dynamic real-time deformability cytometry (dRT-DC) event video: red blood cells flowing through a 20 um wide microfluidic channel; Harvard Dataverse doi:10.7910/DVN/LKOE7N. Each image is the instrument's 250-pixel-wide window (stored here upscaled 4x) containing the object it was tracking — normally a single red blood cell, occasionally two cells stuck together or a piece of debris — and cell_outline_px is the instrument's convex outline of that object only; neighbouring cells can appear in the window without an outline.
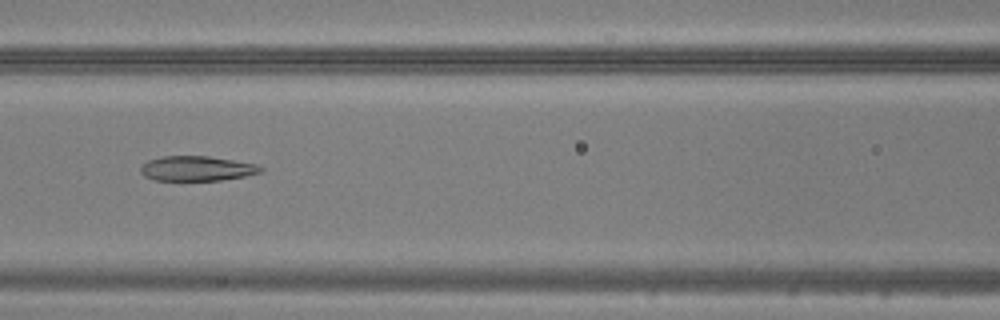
{"species": "common noctule bat (a hibernating species)", "species_latin": "Nyctalus noctula", "temperature_condition": "warm", "stored_images_in_passage": 49, "camera_frame_rate_fps": 3000, "um_per_image_px": 0.085, "animal": {"sex": "male", "body_mass_g": 20.5, "forearm_length_mm": 52.5}, "frame": {"image": 1, "passage_image": 22, "time_ms": 7.0, "image_size_px": [1000, 320], "cell_outline_px": [[264, 168], [260, 172], [244, 176], [220, 180], [156, 180], [144, 176], [140, 172], [140, 168], [148, 160], [160, 156], [208, 156], [256, 164]], "centroid_in_image_um": [16.7, 14.31], "position_along_channel_um": 149.9, "area_um2": 17.22}}
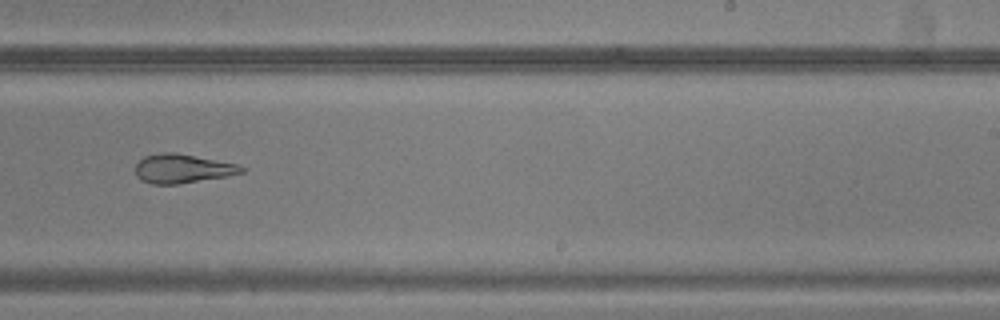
{"frame": {"image": 2, "passage_image": 31, "time_ms": 10.0, "image_size_px": [1000, 320], "cell_outline_px": [[244, 172], [228, 176], [176, 184], [152, 184], [140, 180], [136, 176], [136, 164], [144, 156], [160, 152], [176, 152], [236, 164], [244, 168]], "centroid_in_image_um": [15.47, 14.33], "position_along_channel_um": 273.5, "area_um2": 17.86}}
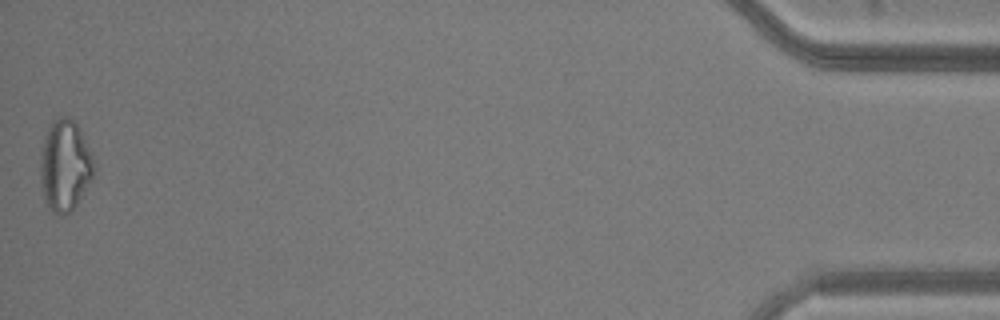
{"frame": {"image": 3, "passage_image": 49, "time_ms": 16.0, "image_size_px": [1000, 320], "cell_outline_px": [[92, 176], [76, 204], [68, 212], [60, 216], [52, 212], [44, 200], [40, 176], [40, 160], [44, 136], [52, 124], [60, 116], [64, 116], [72, 120], [76, 124], [84, 140], [92, 160]], "centroid_in_image_um": [5.46, 14.1], "position_along_channel_um": 429.7, "area_um2": 27.34}}